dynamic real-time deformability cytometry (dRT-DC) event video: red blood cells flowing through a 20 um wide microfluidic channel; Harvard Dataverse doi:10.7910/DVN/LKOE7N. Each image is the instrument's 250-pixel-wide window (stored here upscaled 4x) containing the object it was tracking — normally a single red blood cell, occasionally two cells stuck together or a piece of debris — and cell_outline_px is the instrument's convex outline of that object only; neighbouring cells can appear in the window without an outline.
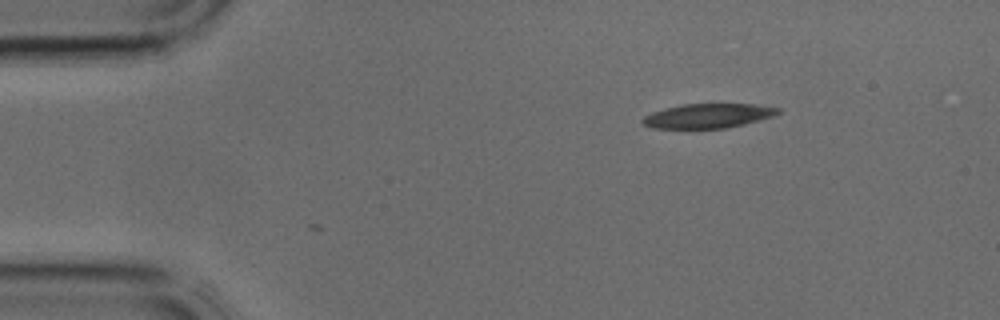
{"species": "common noctule bat (a hibernating species)", "species_latin": "Nyctalus noctula", "temperature_condition": "cold", "stored_images_in_passage": 2, "camera_frame_rate_fps": 3000, "um_per_image_px": 0.085, "animal": {"sex": "male", "body_mass_g": 17.9, "forearm_length_mm": 54.2}, "frame": {"image": 1, "passage_image": 2, "time_ms": 0.333, "image_size_px": [1000, 320], "cell_outline_px": [[780, 112], [772, 116], [744, 124], [724, 128], [652, 128], [644, 124], [640, 120], [644, 116], [652, 112], [664, 108], [680, 104], [752, 104], [780, 108]], "centroid_in_image_um": [60.14, 9.84], "position_along_channel_um": 24.9, "area_um2": 19.13}}